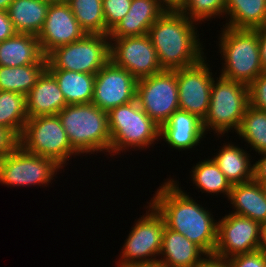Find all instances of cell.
Instances as JSON below:
<instances>
[{"instance_id":"1","label":"cell","mask_w":266,"mask_h":267,"mask_svg":"<svg viewBox=\"0 0 266 267\" xmlns=\"http://www.w3.org/2000/svg\"><path fill=\"white\" fill-rule=\"evenodd\" d=\"M178 183L168 178L155 191L150 203L163 216L168 229L184 235L206 254L214 253L218 221L209 210L182 191Z\"/></svg>"},{"instance_id":"2","label":"cell","mask_w":266,"mask_h":267,"mask_svg":"<svg viewBox=\"0 0 266 267\" xmlns=\"http://www.w3.org/2000/svg\"><path fill=\"white\" fill-rule=\"evenodd\" d=\"M196 25L179 10H166L149 28L163 70L190 67L205 57Z\"/></svg>"},{"instance_id":"3","label":"cell","mask_w":266,"mask_h":267,"mask_svg":"<svg viewBox=\"0 0 266 267\" xmlns=\"http://www.w3.org/2000/svg\"><path fill=\"white\" fill-rule=\"evenodd\" d=\"M57 115L79 156L101 151L110 153L108 112L87 103L67 105Z\"/></svg>"},{"instance_id":"4","label":"cell","mask_w":266,"mask_h":267,"mask_svg":"<svg viewBox=\"0 0 266 267\" xmlns=\"http://www.w3.org/2000/svg\"><path fill=\"white\" fill-rule=\"evenodd\" d=\"M219 36V51L224 60L220 76L248 86L261 74L258 31L233 29L223 25Z\"/></svg>"},{"instance_id":"5","label":"cell","mask_w":266,"mask_h":267,"mask_svg":"<svg viewBox=\"0 0 266 267\" xmlns=\"http://www.w3.org/2000/svg\"><path fill=\"white\" fill-rule=\"evenodd\" d=\"M111 156L129 148H149L160 138V126L139 106L137 100L112 108L108 112ZM112 153V154H111Z\"/></svg>"},{"instance_id":"6","label":"cell","mask_w":266,"mask_h":267,"mask_svg":"<svg viewBox=\"0 0 266 267\" xmlns=\"http://www.w3.org/2000/svg\"><path fill=\"white\" fill-rule=\"evenodd\" d=\"M214 78L207 115L202 121L205 133L224 135L238 130L242 118L250 105L249 86L219 75ZM211 128V129H210Z\"/></svg>"},{"instance_id":"7","label":"cell","mask_w":266,"mask_h":267,"mask_svg":"<svg viewBox=\"0 0 266 267\" xmlns=\"http://www.w3.org/2000/svg\"><path fill=\"white\" fill-rule=\"evenodd\" d=\"M109 35L86 34L82 39L62 45L47 57L46 70H67L95 74L111 60Z\"/></svg>"},{"instance_id":"8","label":"cell","mask_w":266,"mask_h":267,"mask_svg":"<svg viewBox=\"0 0 266 267\" xmlns=\"http://www.w3.org/2000/svg\"><path fill=\"white\" fill-rule=\"evenodd\" d=\"M19 138L24 150L49 157L62 167L72 155H79L72 148L58 115L29 118Z\"/></svg>"},{"instance_id":"9","label":"cell","mask_w":266,"mask_h":267,"mask_svg":"<svg viewBox=\"0 0 266 267\" xmlns=\"http://www.w3.org/2000/svg\"><path fill=\"white\" fill-rule=\"evenodd\" d=\"M144 214L131 228L128 237L122 247L117 267H124L128 264L138 262H150L158 260L162 237L165 229L163 216L149 202Z\"/></svg>"},{"instance_id":"10","label":"cell","mask_w":266,"mask_h":267,"mask_svg":"<svg viewBox=\"0 0 266 267\" xmlns=\"http://www.w3.org/2000/svg\"><path fill=\"white\" fill-rule=\"evenodd\" d=\"M60 169L63 167L55 160L27 152L19 145L0 160V183L8 187L46 186Z\"/></svg>"},{"instance_id":"11","label":"cell","mask_w":266,"mask_h":267,"mask_svg":"<svg viewBox=\"0 0 266 267\" xmlns=\"http://www.w3.org/2000/svg\"><path fill=\"white\" fill-rule=\"evenodd\" d=\"M178 98L176 69L163 70L137 82L139 106L160 127L179 109Z\"/></svg>"},{"instance_id":"12","label":"cell","mask_w":266,"mask_h":267,"mask_svg":"<svg viewBox=\"0 0 266 267\" xmlns=\"http://www.w3.org/2000/svg\"><path fill=\"white\" fill-rule=\"evenodd\" d=\"M110 42L111 61L126 69L137 80L163 71L147 34L110 39Z\"/></svg>"},{"instance_id":"13","label":"cell","mask_w":266,"mask_h":267,"mask_svg":"<svg viewBox=\"0 0 266 267\" xmlns=\"http://www.w3.org/2000/svg\"><path fill=\"white\" fill-rule=\"evenodd\" d=\"M205 60L206 56L195 65L176 69L179 109L196 115L202 121L209 109L214 81L210 65Z\"/></svg>"},{"instance_id":"14","label":"cell","mask_w":266,"mask_h":267,"mask_svg":"<svg viewBox=\"0 0 266 267\" xmlns=\"http://www.w3.org/2000/svg\"><path fill=\"white\" fill-rule=\"evenodd\" d=\"M262 225L251 218L228 213L218 220L214 253L226 259L260 250Z\"/></svg>"},{"instance_id":"15","label":"cell","mask_w":266,"mask_h":267,"mask_svg":"<svg viewBox=\"0 0 266 267\" xmlns=\"http://www.w3.org/2000/svg\"><path fill=\"white\" fill-rule=\"evenodd\" d=\"M138 80L111 60L95 75L92 103L109 112L112 108L136 100Z\"/></svg>"},{"instance_id":"16","label":"cell","mask_w":266,"mask_h":267,"mask_svg":"<svg viewBox=\"0 0 266 267\" xmlns=\"http://www.w3.org/2000/svg\"><path fill=\"white\" fill-rule=\"evenodd\" d=\"M86 35L68 3L50 4L39 39L42 52L47 56L55 48L73 43Z\"/></svg>"},{"instance_id":"17","label":"cell","mask_w":266,"mask_h":267,"mask_svg":"<svg viewBox=\"0 0 266 267\" xmlns=\"http://www.w3.org/2000/svg\"><path fill=\"white\" fill-rule=\"evenodd\" d=\"M205 135L202 120L180 109L160 127V138L178 151L195 148Z\"/></svg>"},{"instance_id":"18","label":"cell","mask_w":266,"mask_h":267,"mask_svg":"<svg viewBox=\"0 0 266 267\" xmlns=\"http://www.w3.org/2000/svg\"><path fill=\"white\" fill-rule=\"evenodd\" d=\"M166 11L158 0H132L129 12L109 32L110 39L142 36Z\"/></svg>"},{"instance_id":"19","label":"cell","mask_w":266,"mask_h":267,"mask_svg":"<svg viewBox=\"0 0 266 267\" xmlns=\"http://www.w3.org/2000/svg\"><path fill=\"white\" fill-rule=\"evenodd\" d=\"M65 106L66 100L56 79L45 70L26 95L28 117L57 115Z\"/></svg>"},{"instance_id":"20","label":"cell","mask_w":266,"mask_h":267,"mask_svg":"<svg viewBox=\"0 0 266 267\" xmlns=\"http://www.w3.org/2000/svg\"><path fill=\"white\" fill-rule=\"evenodd\" d=\"M228 201L232 204V214L266 223V189L263 184L251 180L232 185Z\"/></svg>"},{"instance_id":"21","label":"cell","mask_w":266,"mask_h":267,"mask_svg":"<svg viewBox=\"0 0 266 267\" xmlns=\"http://www.w3.org/2000/svg\"><path fill=\"white\" fill-rule=\"evenodd\" d=\"M203 255L206 253L199 246L165 226L159 260L166 267H195Z\"/></svg>"},{"instance_id":"22","label":"cell","mask_w":266,"mask_h":267,"mask_svg":"<svg viewBox=\"0 0 266 267\" xmlns=\"http://www.w3.org/2000/svg\"><path fill=\"white\" fill-rule=\"evenodd\" d=\"M44 57L36 35L15 33L11 38L0 42V66L37 64Z\"/></svg>"},{"instance_id":"23","label":"cell","mask_w":266,"mask_h":267,"mask_svg":"<svg viewBox=\"0 0 266 267\" xmlns=\"http://www.w3.org/2000/svg\"><path fill=\"white\" fill-rule=\"evenodd\" d=\"M49 5L43 0H13L7 13L16 33L38 36L43 28Z\"/></svg>"},{"instance_id":"24","label":"cell","mask_w":266,"mask_h":267,"mask_svg":"<svg viewBox=\"0 0 266 267\" xmlns=\"http://www.w3.org/2000/svg\"><path fill=\"white\" fill-rule=\"evenodd\" d=\"M249 155L243 148L225 143L212 159L231 185H235L253 180L254 165L250 163Z\"/></svg>"},{"instance_id":"25","label":"cell","mask_w":266,"mask_h":267,"mask_svg":"<svg viewBox=\"0 0 266 267\" xmlns=\"http://www.w3.org/2000/svg\"><path fill=\"white\" fill-rule=\"evenodd\" d=\"M226 16L225 27L256 30L266 24V0H226Z\"/></svg>"},{"instance_id":"26","label":"cell","mask_w":266,"mask_h":267,"mask_svg":"<svg viewBox=\"0 0 266 267\" xmlns=\"http://www.w3.org/2000/svg\"><path fill=\"white\" fill-rule=\"evenodd\" d=\"M57 81L67 105L92 103L95 74L47 70Z\"/></svg>"},{"instance_id":"27","label":"cell","mask_w":266,"mask_h":267,"mask_svg":"<svg viewBox=\"0 0 266 267\" xmlns=\"http://www.w3.org/2000/svg\"><path fill=\"white\" fill-rule=\"evenodd\" d=\"M46 68V56L37 64L0 66V91H12L26 96Z\"/></svg>"},{"instance_id":"28","label":"cell","mask_w":266,"mask_h":267,"mask_svg":"<svg viewBox=\"0 0 266 267\" xmlns=\"http://www.w3.org/2000/svg\"><path fill=\"white\" fill-rule=\"evenodd\" d=\"M190 171L193 184L202 193L221 194L229 199L232 185L211 158L199 161Z\"/></svg>"},{"instance_id":"29","label":"cell","mask_w":266,"mask_h":267,"mask_svg":"<svg viewBox=\"0 0 266 267\" xmlns=\"http://www.w3.org/2000/svg\"><path fill=\"white\" fill-rule=\"evenodd\" d=\"M28 119L26 96L0 91V126L13 130L20 137Z\"/></svg>"},{"instance_id":"30","label":"cell","mask_w":266,"mask_h":267,"mask_svg":"<svg viewBox=\"0 0 266 267\" xmlns=\"http://www.w3.org/2000/svg\"><path fill=\"white\" fill-rule=\"evenodd\" d=\"M74 17L86 34L108 35L102 0H68Z\"/></svg>"},{"instance_id":"31","label":"cell","mask_w":266,"mask_h":267,"mask_svg":"<svg viewBox=\"0 0 266 267\" xmlns=\"http://www.w3.org/2000/svg\"><path fill=\"white\" fill-rule=\"evenodd\" d=\"M236 133L259 155L265 153L266 111L258 110L249 105Z\"/></svg>"},{"instance_id":"32","label":"cell","mask_w":266,"mask_h":267,"mask_svg":"<svg viewBox=\"0 0 266 267\" xmlns=\"http://www.w3.org/2000/svg\"><path fill=\"white\" fill-rule=\"evenodd\" d=\"M225 10L226 0H184L179 8L181 13L199 24L218 16L224 18Z\"/></svg>"},{"instance_id":"33","label":"cell","mask_w":266,"mask_h":267,"mask_svg":"<svg viewBox=\"0 0 266 267\" xmlns=\"http://www.w3.org/2000/svg\"><path fill=\"white\" fill-rule=\"evenodd\" d=\"M132 0H102L105 26L111 31L130 10Z\"/></svg>"},{"instance_id":"34","label":"cell","mask_w":266,"mask_h":267,"mask_svg":"<svg viewBox=\"0 0 266 267\" xmlns=\"http://www.w3.org/2000/svg\"><path fill=\"white\" fill-rule=\"evenodd\" d=\"M249 100L252 107L266 111V71L249 85Z\"/></svg>"},{"instance_id":"35","label":"cell","mask_w":266,"mask_h":267,"mask_svg":"<svg viewBox=\"0 0 266 267\" xmlns=\"http://www.w3.org/2000/svg\"><path fill=\"white\" fill-rule=\"evenodd\" d=\"M230 267H266V253L258 250L228 258Z\"/></svg>"},{"instance_id":"36","label":"cell","mask_w":266,"mask_h":267,"mask_svg":"<svg viewBox=\"0 0 266 267\" xmlns=\"http://www.w3.org/2000/svg\"><path fill=\"white\" fill-rule=\"evenodd\" d=\"M20 145L19 136L11 129L0 126V160Z\"/></svg>"},{"instance_id":"37","label":"cell","mask_w":266,"mask_h":267,"mask_svg":"<svg viewBox=\"0 0 266 267\" xmlns=\"http://www.w3.org/2000/svg\"><path fill=\"white\" fill-rule=\"evenodd\" d=\"M204 257L195 265V267H230L228 259L215 253L206 254Z\"/></svg>"},{"instance_id":"38","label":"cell","mask_w":266,"mask_h":267,"mask_svg":"<svg viewBox=\"0 0 266 267\" xmlns=\"http://www.w3.org/2000/svg\"><path fill=\"white\" fill-rule=\"evenodd\" d=\"M15 33L7 11L0 10V42L11 38Z\"/></svg>"},{"instance_id":"39","label":"cell","mask_w":266,"mask_h":267,"mask_svg":"<svg viewBox=\"0 0 266 267\" xmlns=\"http://www.w3.org/2000/svg\"><path fill=\"white\" fill-rule=\"evenodd\" d=\"M253 164V180L264 184L266 182V152Z\"/></svg>"},{"instance_id":"40","label":"cell","mask_w":266,"mask_h":267,"mask_svg":"<svg viewBox=\"0 0 266 267\" xmlns=\"http://www.w3.org/2000/svg\"><path fill=\"white\" fill-rule=\"evenodd\" d=\"M257 31L261 66L263 68V71H266V24L263 27L258 28Z\"/></svg>"},{"instance_id":"41","label":"cell","mask_w":266,"mask_h":267,"mask_svg":"<svg viewBox=\"0 0 266 267\" xmlns=\"http://www.w3.org/2000/svg\"><path fill=\"white\" fill-rule=\"evenodd\" d=\"M166 10H179L184 0H158Z\"/></svg>"},{"instance_id":"42","label":"cell","mask_w":266,"mask_h":267,"mask_svg":"<svg viewBox=\"0 0 266 267\" xmlns=\"http://www.w3.org/2000/svg\"><path fill=\"white\" fill-rule=\"evenodd\" d=\"M124 267H165V265L163 264L161 260L158 259V260H154L150 262L132 263Z\"/></svg>"},{"instance_id":"43","label":"cell","mask_w":266,"mask_h":267,"mask_svg":"<svg viewBox=\"0 0 266 267\" xmlns=\"http://www.w3.org/2000/svg\"><path fill=\"white\" fill-rule=\"evenodd\" d=\"M260 250L266 253V223L262 225Z\"/></svg>"},{"instance_id":"44","label":"cell","mask_w":266,"mask_h":267,"mask_svg":"<svg viewBox=\"0 0 266 267\" xmlns=\"http://www.w3.org/2000/svg\"><path fill=\"white\" fill-rule=\"evenodd\" d=\"M13 0H0V10L7 11Z\"/></svg>"},{"instance_id":"45","label":"cell","mask_w":266,"mask_h":267,"mask_svg":"<svg viewBox=\"0 0 266 267\" xmlns=\"http://www.w3.org/2000/svg\"><path fill=\"white\" fill-rule=\"evenodd\" d=\"M49 4L66 3L68 0H43Z\"/></svg>"}]
</instances>
